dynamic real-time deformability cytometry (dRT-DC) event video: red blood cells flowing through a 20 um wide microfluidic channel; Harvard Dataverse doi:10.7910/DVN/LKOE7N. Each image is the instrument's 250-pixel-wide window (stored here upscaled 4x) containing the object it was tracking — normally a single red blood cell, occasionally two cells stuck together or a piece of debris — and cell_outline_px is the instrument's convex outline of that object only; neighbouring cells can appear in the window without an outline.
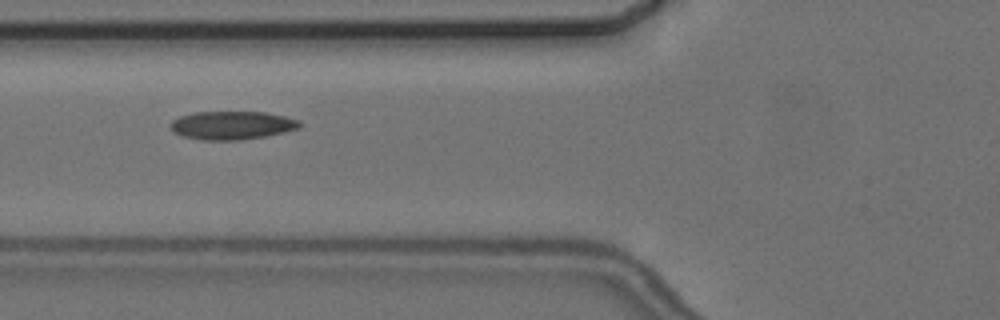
{"species": "common noctule bat (a hibernating species)", "species_latin": "Nyctalus noctula", "temperature_condition": "cold", "stored_images_in_passage": 6, "camera_frame_rate_fps": 3000, "um_per_image_px": 0.085, "animal": {"sex": "female", "body_mass_g": 24.6, "forearm_length_mm": 56.2}, "frame": {"image": 1, "passage_image": 2, "time_ms": 1.0, "image_size_px": [1000, 320], "cell_outline_px": [[300, 128], [284, 132], [264, 136], [240, 140], [204, 140], [184, 136], [172, 132], [172, 120], [180, 116], [192, 112], [264, 112], [284, 116], [300, 120]], "centroid_in_image_um": [19.72, 10.64], "position_along_channel_um": 106.1, "area_um2": 21.21}}
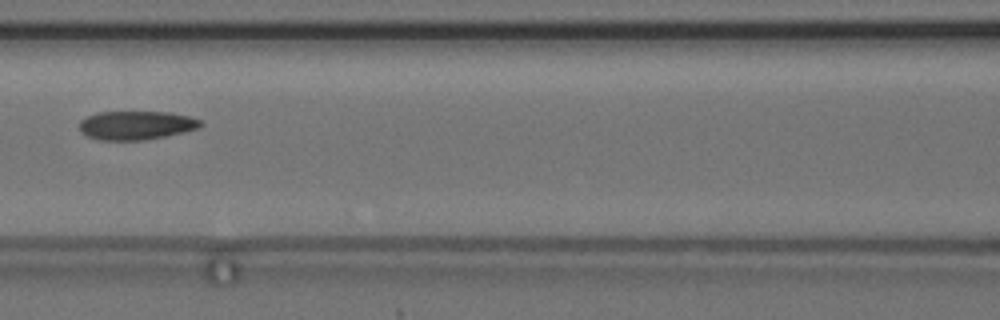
{"frame": {"image": 2, "passage_image": 3, "time_ms": 2.333, "image_size_px": [1000, 320], "cell_outline_px": [[204, 124], [200, 128], [184, 132], [144, 140], [100, 140], [88, 136], [80, 132], [80, 120], [96, 112], [172, 112], [204, 120]], "centroid_in_image_um": [11.62, 10.64], "position_along_channel_um": 155.0, "area_um2": 20.46}}